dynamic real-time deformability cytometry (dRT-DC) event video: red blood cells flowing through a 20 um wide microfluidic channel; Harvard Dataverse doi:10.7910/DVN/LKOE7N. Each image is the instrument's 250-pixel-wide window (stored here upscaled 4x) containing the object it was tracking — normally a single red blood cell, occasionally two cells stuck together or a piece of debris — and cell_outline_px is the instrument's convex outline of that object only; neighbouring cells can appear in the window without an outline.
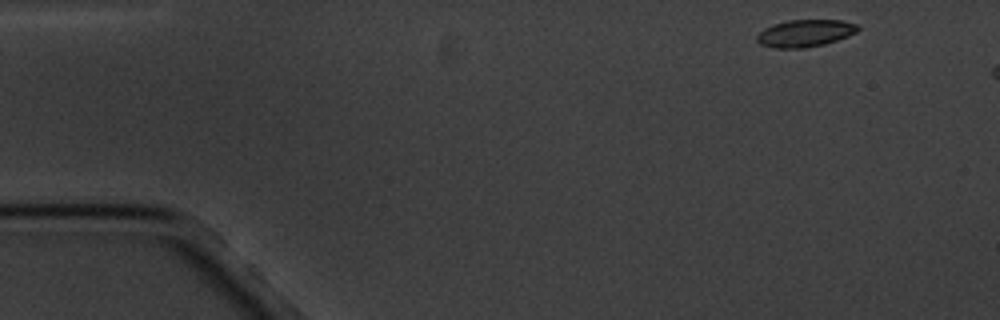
{"species": "common noctule bat (a hibernating species)", "species_latin": "Nyctalus noctula", "temperature_condition": "cold", "stored_images_in_passage": 5, "camera_frame_rate_fps": 3000, "um_per_image_px": 0.085, "animal": {"sex": "male", "body_mass_g": 20.1, "forearm_length_mm": 53.5}, "frame": {"image": 1, "passage_image": 1, "time_ms": 0.0, "image_size_px": [1000, 320], "cell_outline_px": [[860, 28], [856, 32], [848, 36], [824, 44], [804, 48], [772, 48], [760, 44], [756, 40], [756, 36], [764, 28], [772, 24], [788, 20], [844, 20], [860, 24]], "centroid_in_image_um": [68.44, 2.81], "position_along_channel_um": 16.6, "area_um2": 16.18}}
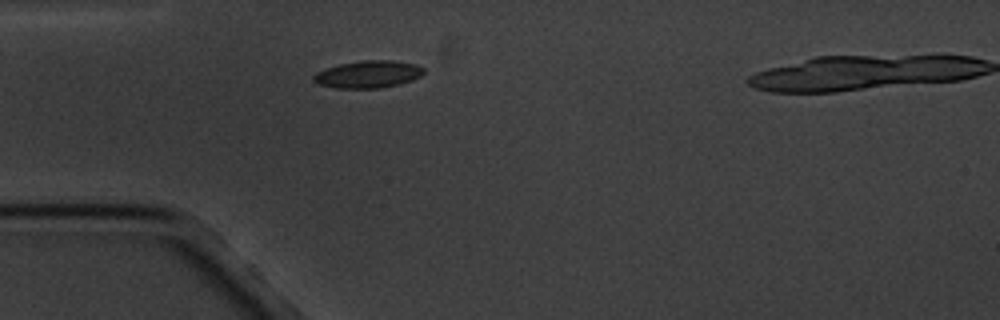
{"frame": {"image": 2, "passage_image": 4, "time_ms": 3.667, "image_size_px": [1000, 320], "cell_outline_px": [[424, 72], [420, 76], [412, 80], [400, 84], [380, 88], [336, 88], [316, 84], [312, 80], [312, 76], [316, 72], [340, 64], [364, 60], [392, 60], [416, 64], [424, 68]], "centroid_in_image_um": [31.28, 6.32], "position_along_channel_um": 53.7, "area_um2": 17.57}}